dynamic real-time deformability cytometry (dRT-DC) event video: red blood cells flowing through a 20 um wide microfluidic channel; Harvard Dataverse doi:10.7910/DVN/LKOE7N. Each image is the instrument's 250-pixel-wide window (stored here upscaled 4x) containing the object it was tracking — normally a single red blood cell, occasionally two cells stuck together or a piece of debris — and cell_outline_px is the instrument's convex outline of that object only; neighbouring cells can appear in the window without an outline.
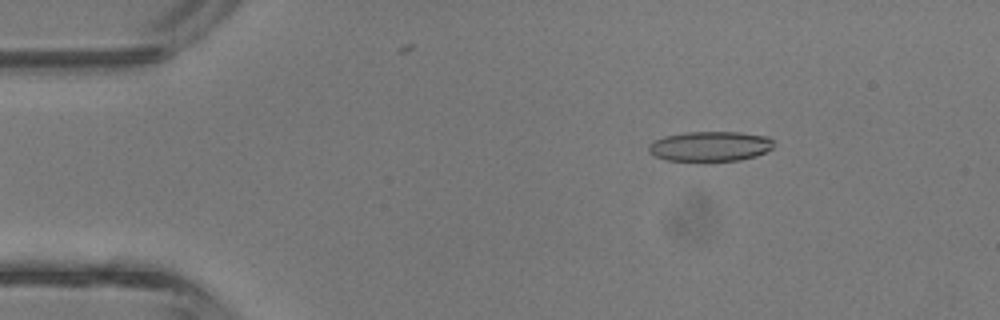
{"species": "common noctule bat (a hibernating species)", "species_latin": "Nyctalus noctula", "temperature_condition": "room temperature", "stored_images_in_passage": 37, "camera_frame_rate_fps": 3000, "um_per_image_px": 0.085, "animal": {"sex": "male", "body_mass_g": 13.3}, "frame": {"image": 1, "passage_image": 5, "time_ms": 1.333, "image_size_px": [1000, 320], "cell_outline_px": [[772, 148], [756, 156], [740, 160], [704, 164], [668, 160], [656, 156], [648, 152], [648, 148], [656, 140], [664, 136], [684, 132], [740, 132], [768, 136], [772, 140]], "centroid_in_image_um": [60.36, 12.48], "position_along_channel_um": 24.6, "area_um2": 22.54}}
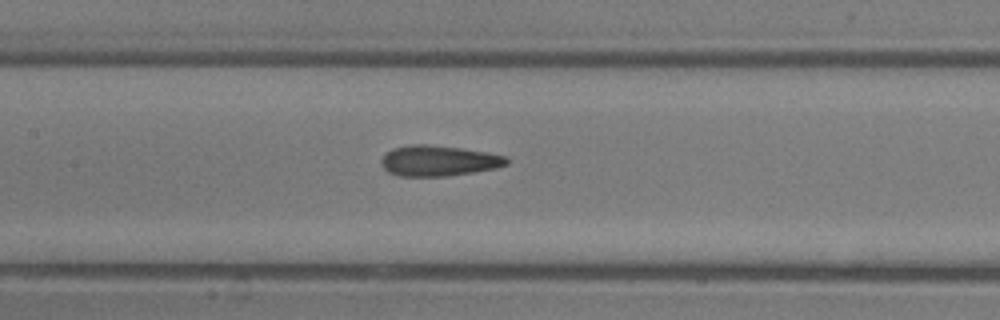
{"frame": {"image": 2, "passage_image": 18, "time_ms": 5.667, "image_size_px": [1000, 320], "cell_outline_px": [[508, 164], [496, 168], [472, 172], [444, 176], [400, 176], [388, 172], [380, 164], [380, 160], [392, 148], [412, 144], [428, 144], [460, 148], [488, 152], [504, 156], [508, 160]], "centroid_in_image_um": [37.26, 13.66], "position_along_channel_um": 170.1, "area_um2": 22.25}}
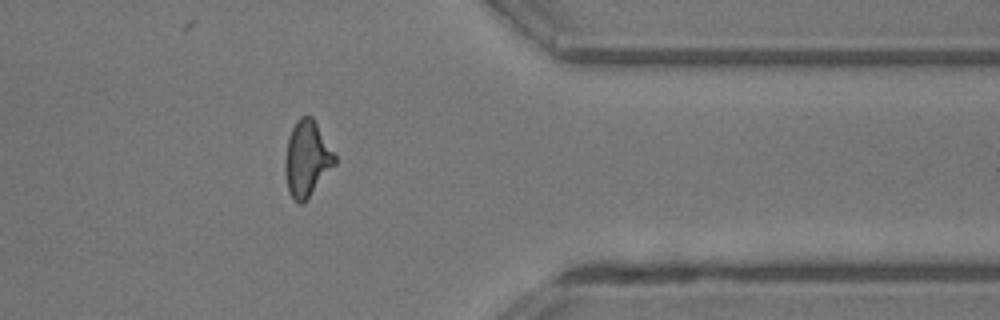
{"frame": {"image": 3, "passage_image": 32, "time_ms": 10.333, "image_size_px": [1000, 320], "cell_outline_px": [[336, 164], [304, 204], [300, 204], [288, 192], [284, 172], [284, 160], [288, 136], [296, 120], [300, 116], [312, 116], [336, 156]], "centroid_in_image_um": [26.07, 13.51], "position_along_channel_um": 385.3, "area_um2": 22.14}}